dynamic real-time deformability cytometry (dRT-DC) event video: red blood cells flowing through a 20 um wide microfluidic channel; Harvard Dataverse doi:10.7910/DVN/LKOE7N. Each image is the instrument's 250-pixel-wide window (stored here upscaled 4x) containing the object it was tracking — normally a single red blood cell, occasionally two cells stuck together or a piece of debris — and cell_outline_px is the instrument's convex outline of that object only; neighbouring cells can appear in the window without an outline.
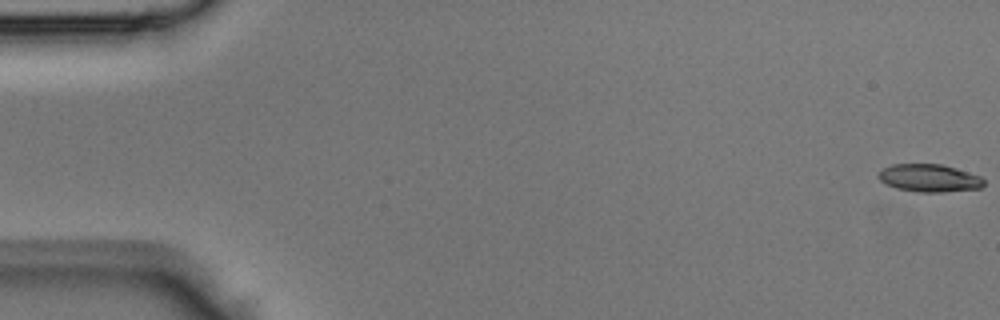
{"species": "Egyptian fruit bat (a non-hibernating species)", "species_latin": "Rousettus aegyptiacus", "temperature_condition": "room temperature", "stored_images_in_passage": 45, "camera_frame_rate_fps": 3000, "um_per_image_px": 0.085, "animal": {"sex": "male"}, "frame": {"image": 1, "passage_image": 1, "time_ms": 0.0, "image_size_px": [1000, 320], "cell_outline_px": [[984, 184], [980, 188], [944, 192], [916, 192], [896, 188], [884, 184], [880, 180], [880, 172], [884, 168], [892, 164], [940, 164], [956, 168], [980, 176], [984, 180]], "centroid_in_image_um": [78.99, 15.14], "position_along_channel_um": 6.0, "area_um2": 16.94}}
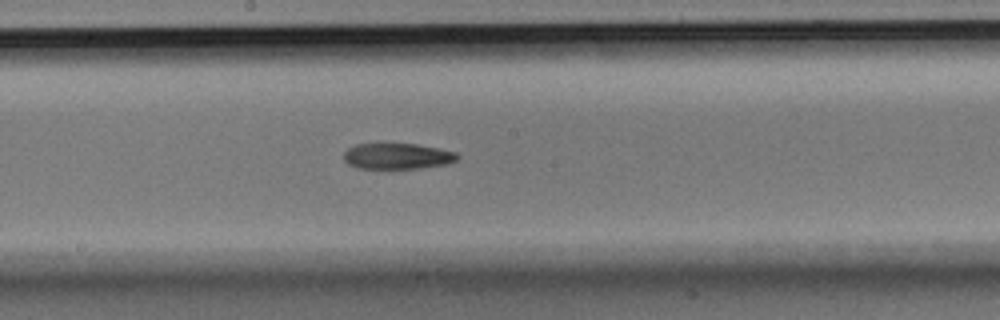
{"frame": {"image": 2, "passage_image": 24, "time_ms": 7.667, "image_size_px": [1000, 320], "cell_outline_px": [[460, 156], [456, 160], [448, 164], [424, 168], [356, 168], [348, 164], [344, 160], [344, 152], [348, 148], [356, 144], [416, 144], [456, 152]], "centroid_in_image_um": [33.78, 13.28], "position_along_channel_um": 214.4, "area_um2": 17.11}}
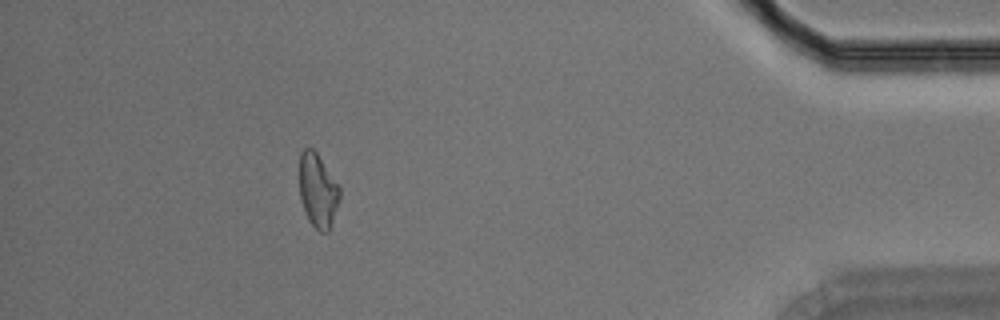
{"frame": {"image": 3, "passage_image": 40, "time_ms": 13.0, "image_size_px": [1000, 320], "cell_outline_px": [[340, 200], [328, 232], [320, 232], [308, 220], [300, 196], [300, 152], [304, 148], [312, 148], [316, 152], [340, 188]], "centroid_in_image_um": [27.02, 16.2], "position_along_channel_um": 408.2, "area_um2": 17.05}}